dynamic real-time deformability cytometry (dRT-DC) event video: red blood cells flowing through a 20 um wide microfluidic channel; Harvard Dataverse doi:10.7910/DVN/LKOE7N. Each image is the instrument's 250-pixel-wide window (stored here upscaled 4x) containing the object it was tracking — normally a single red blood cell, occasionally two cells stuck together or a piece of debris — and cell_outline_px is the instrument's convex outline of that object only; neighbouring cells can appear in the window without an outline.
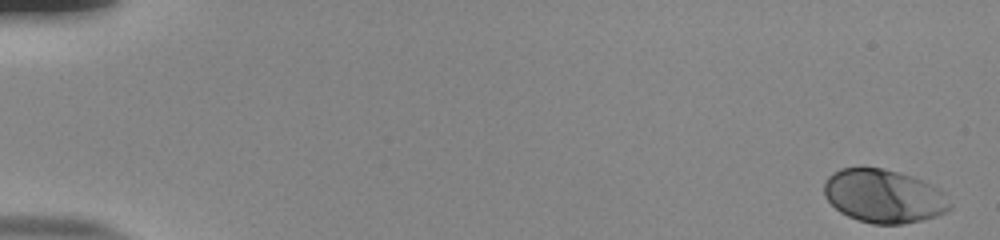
{"species": "human", "species_latin": "Homo sapiens", "temperature_condition": "room temperature", "stored_images_in_passage": 54, "camera_frame_rate_fps": 3000, "um_per_image_px": 0.085, "donor": {"sex": "male"}, "frame": {"image": 1, "passage_image": 1, "time_ms": 0.0, "image_size_px": [1000, 240], "cell_outline_px": [[952, 208], [936, 216], [904, 224], [872, 224], [848, 216], [840, 212], [824, 196], [824, 180], [832, 172], [840, 168], [884, 168], [900, 172], [924, 180], [940, 188], [944, 192], [952, 204]], "centroid_in_image_um": [75.14, 16.66], "position_along_channel_um": 9.9, "area_um2": 39.48}}
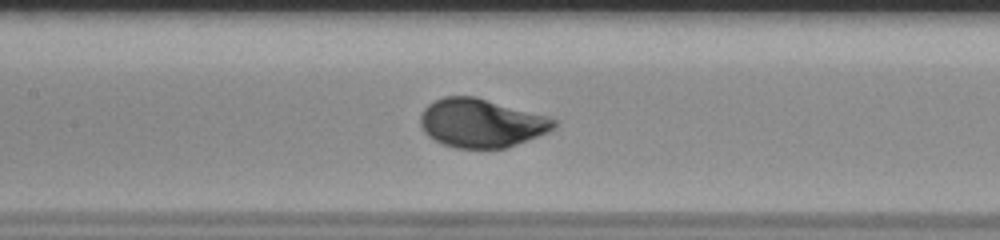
{"frame": {"image": 2, "passage_image": 27, "time_ms": 8.667, "image_size_px": [1000, 240], "cell_outline_px": [[556, 128], [548, 132], [508, 148], [456, 148], [444, 144], [428, 136], [424, 132], [420, 124], [420, 116], [424, 108], [432, 100], [444, 96], [476, 96], [548, 116], [556, 120]], "centroid_in_image_um": [40.91, 10.45], "position_along_channel_um": 166.5, "area_um2": 38.09}}
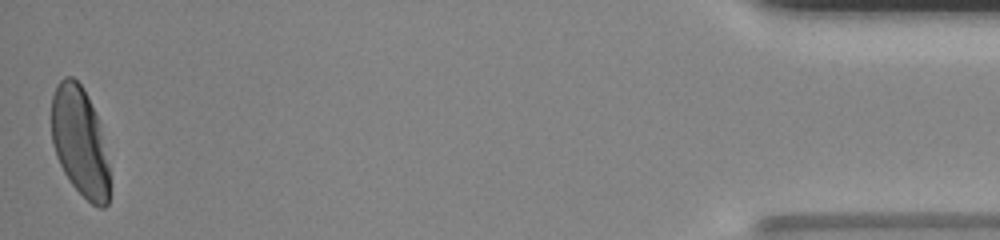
{"frame": {"image": 3, "passage_image": 54, "time_ms": 17.667, "image_size_px": [1000, 240], "cell_outline_px": [[108, 204], [104, 208], [100, 208], [92, 204], [72, 184], [64, 172], [56, 156], [52, 144], [52, 96], [56, 84], [64, 76], [72, 76], [84, 88], [96, 116], [108, 164]], "centroid_in_image_um": [6.75, 12.02], "position_along_channel_um": 428.5, "area_um2": 36.3}, "authors_computed_cell_mechanics": {"area_um2": 38.0324, "velocity_mm_per_s": 3.8062, "shape_relaxation_time_tau1_ms": 2.6158, "shape_relaxation_time_tau2_ms": null, "deformation_change_tau1": 0.1473, "deformation_change_tau2": null}}